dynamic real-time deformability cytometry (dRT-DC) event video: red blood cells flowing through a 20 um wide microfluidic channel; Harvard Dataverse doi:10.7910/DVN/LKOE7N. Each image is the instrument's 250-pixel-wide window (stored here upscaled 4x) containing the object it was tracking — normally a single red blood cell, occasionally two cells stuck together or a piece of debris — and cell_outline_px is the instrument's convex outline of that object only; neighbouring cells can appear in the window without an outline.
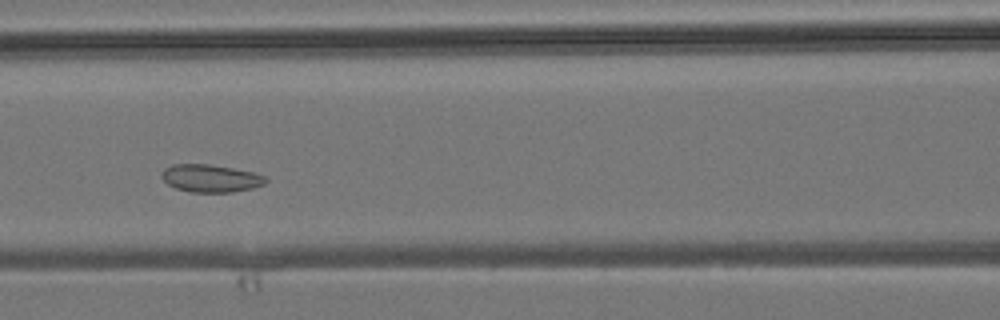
{"species": "common noctule bat (a hibernating species)", "species_latin": "Nyctalus noctula", "temperature_condition": "room temperature", "stored_images_in_passage": 6, "camera_frame_rate_fps": 3000, "um_per_image_px": 0.085, "animal": {"sex": "male", "body_mass_g": 19.2, "forearm_length_mm": 51.8}, "frame": {"image": 1, "passage_image": 6, "time_ms": 6.667, "image_size_px": [1000, 320], "cell_outline_px": [[268, 180], [264, 184], [252, 188], [232, 192], [192, 192], [176, 188], [168, 184], [160, 176], [164, 168], [172, 164], [208, 164], [232, 168], [252, 172], [268, 176]], "centroid_in_image_um": [17.91, 15.15], "position_along_channel_um": 148.7, "area_um2": 16.76}}